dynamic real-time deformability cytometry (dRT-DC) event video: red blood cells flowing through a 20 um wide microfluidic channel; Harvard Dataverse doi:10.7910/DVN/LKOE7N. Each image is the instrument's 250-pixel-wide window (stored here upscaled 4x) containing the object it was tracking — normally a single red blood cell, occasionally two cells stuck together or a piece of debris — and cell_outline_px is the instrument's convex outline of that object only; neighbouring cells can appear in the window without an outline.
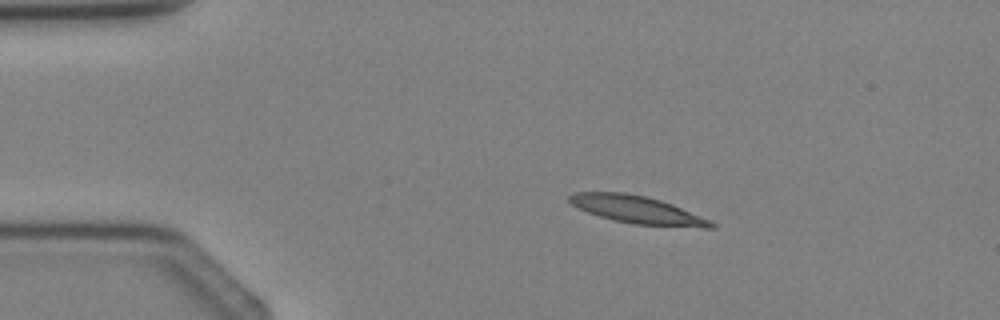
{"species": "Egyptian fruit bat (a non-hibernating species)", "species_latin": "Rousettus aegyptiacus", "temperature_condition": "cold", "stored_images_in_passage": 2, "camera_frame_rate_fps": 3000, "um_per_image_px": 0.085, "animal": {"sex": "female"}, "frame": {"image": 1, "passage_image": 1, "time_ms": 0.0, "image_size_px": [1000, 320], "cell_outline_px": [[716, 228], [704, 228], [632, 224], [612, 220], [576, 208], [568, 200], [568, 196], [572, 192], [624, 192], [644, 196], [660, 200], [672, 204], [712, 220], [716, 224]], "centroid_in_image_um": [54.18, 17.84], "position_along_channel_um": 30.8, "area_um2": 23.0}}